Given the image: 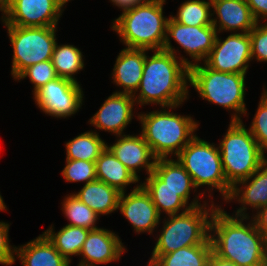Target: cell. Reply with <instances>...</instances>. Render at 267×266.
I'll list each match as a JSON object with an SVG mask.
<instances>
[{
	"label": "cell",
	"instance_id": "d6a6232c",
	"mask_svg": "<svg viewBox=\"0 0 267 266\" xmlns=\"http://www.w3.org/2000/svg\"><path fill=\"white\" fill-rule=\"evenodd\" d=\"M66 165L61 171L65 182H84L85 184L97 180L95 162L84 160H65Z\"/></svg>",
	"mask_w": 267,
	"mask_h": 266
},
{
	"label": "cell",
	"instance_id": "d4e9b609",
	"mask_svg": "<svg viewBox=\"0 0 267 266\" xmlns=\"http://www.w3.org/2000/svg\"><path fill=\"white\" fill-rule=\"evenodd\" d=\"M96 178L116 189L121 193L126 192L130 184L139 183L131 173L106 147L95 161Z\"/></svg>",
	"mask_w": 267,
	"mask_h": 266
},
{
	"label": "cell",
	"instance_id": "83f0119b",
	"mask_svg": "<svg viewBox=\"0 0 267 266\" xmlns=\"http://www.w3.org/2000/svg\"><path fill=\"white\" fill-rule=\"evenodd\" d=\"M66 159L68 160H84L95 162L101 152L107 147L97 130H88L79 134L65 144Z\"/></svg>",
	"mask_w": 267,
	"mask_h": 266
},
{
	"label": "cell",
	"instance_id": "7a4b0ae2",
	"mask_svg": "<svg viewBox=\"0 0 267 266\" xmlns=\"http://www.w3.org/2000/svg\"><path fill=\"white\" fill-rule=\"evenodd\" d=\"M148 51L145 49L141 82L132 95L136 105L183 104L189 99V67L170 52L153 50L149 56Z\"/></svg>",
	"mask_w": 267,
	"mask_h": 266
},
{
	"label": "cell",
	"instance_id": "f35d334b",
	"mask_svg": "<svg viewBox=\"0 0 267 266\" xmlns=\"http://www.w3.org/2000/svg\"><path fill=\"white\" fill-rule=\"evenodd\" d=\"M109 1L113 3L112 4L113 6L115 5L119 7V9H121L122 12H125L148 0H109Z\"/></svg>",
	"mask_w": 267,
	"mask_h": 266
},
{
	"label": "cell",
	"instance_id": "b9f144b4",
	"mask_svg": "<svg viewBox=\"0 0 267 266\" xmlns=\"http://www.w3.org/2000/svg\"><path fill=\"white\" fill-rule=\"evenodd\" d=\"M8 209H7V206H6V204H5V202H4V200H3V197H2V195H1V193H0V211H7Z\"/></svg>",
	"mask_w": 267,
	"mask_h": 266
},
{
	"label": "cell",
	"instance_id": "1f68e13d",
	"mask_svg": "<svg viewBox=\"0 0 267 266\" xmlns=\"http://www.w3.org/2000/svg\"><path fill=\"white\" fill-rule=\"evenodd\" d=\"M27 77L33 85V94L47 82L58 78L51 60L39 62L27 67L14 80L18 82Z\"/></svg>",
	"mask_w": 267,
	"mask_h": 266
},
{
	"label": "cell",
	"instance_id": "2e32d148",
	"mask_svg": "<svg viewBox=\"0 0 267 266\" xmlns=\"http://www.w3.org/2000/svg\"><path fill=\"white\" fill-rule=\"evenodd\" d=\"M107 147L137 179L140 180L141 169L146 170L147 176L153 172L157 158L141 133L117 135L115 142Z\"/></svg>",
	"mask_w": 267,
	"mask_h": 266
},
{
	"label": "cell",
	"instance_id": "ba28073f",
	"mask_svg": "<svg viewBox=\"0 0 267 266\" xmlns=\"http://www.w3.org/2000/svg\"><path fill=\"white\" fill-rule=\"evenodd\" d=\"M174 158L189 173L194 186L206 188L212 197V191L217 190L223 201L229 198L232 187L227 183L222 166L221 154L218 145L201 139L196 135Z\"/></svg>",
	"mask_w": 267,
	"mask_h": 266
},
{
	"label": "cell",
	"instance_id": "52a82bcc",
	"mask_svg": "<svg viewBox=\"0 0 267 266\" xmlns=\"http://www.w3.org/2000/svg\"><path fill=\"white\" fill-rule=\"evenodd\" d=\"M219 140V150L227 183L234 187L248 179L267 159L243 121H231Z\"/></svg>",
	"mask_w": 267,
	"mask_h": 266
},
{
	"label": "cell",
	"instance_id": "74e56055",
	"mask_svg": "<svg viewBox=\"0 0 267 266\" xmlns=\"http://www.w3.org/2000/svg\"><path fill=\"white\" fill-rule=\"evenodd\" d=\"M251 218L253 219L256 228L267 241V205L261 207L256 213H253Z\"/></svg>",
	"mask_w": 267,
	"mask_h": 266
},
{
	"label": "cell",
	"instance_id": "ffe728a7",
	"mask_svg": "<svg viewBox=\"0 0 267 266\" xmlns=\"http://www.w3.org/2000/svg\"><path fill=\"white\" fill-rule=\"evenodd\" d=\"M145 61V49L123 48L116 57L112 71V83L119 89L115 93L133 95L141 82ZM121 87V88H120Z\"/></svg>",
	"mask_w": 267,
	"mask_h": 266
},
{
	"label": "cell",
	"instance_id": "8d00e7d4",
	"mask_svg": "<svg viewBox=\"0 0 267 266\" xmlns=\"http://www.w3.org/2000/svg\"><path fill=\"white\" fill-rule=\"evenodd\" d=\"M257 23H267V0H246Z\"/></svg>",
	"mask_w": 267,
	"mask_h": 266
},
{
	"label": "cell",
	"instance_id": "f546056e",
	"mask_svg": "<svg viewBox=\"0 0 267 266\" xmlns=\"http://www.w3.org/2000/svg\"><path fill=\"white\" fill-rule=\"evenodd\" d=\"M61 202V210L69 220L66 225L82 227L88 230H94L100 228L96 226L99 215L96 214L91 208L84 204L73 193L67 194Z\"/></svg>",
	"mask_w": 267,
	"mask_h": 266
},
{
	"label": "cell",
	"instance_id": "ac0fdd59",
	"mask_svg": "<svg viewBox=\"0 0 267 266\" xmlns=\"http://www.w3.org/2000/svg\"><path fill=\"white\" fill-rule=\"evenodd\" d=\"M211 12L217 33H249L257 23L246 0H211Z\"/></svg>",
	"mask_w": 267,
	"mask_h": 266
},
{
	"label": "cell",
	"instance_id": "4fadbf2b",
	"mask_svg": "<svg viewBox=\"0 0 267 266\" xmlns=\"http://www.w3.org/2000/svg\"><path fill=\"white\" fill-rule=\"evenodd\" d=\"M251 61L249 33H231L224 40L217 33L214 46L203 63L215 71L246 75Z\"/></svg>",
	"mask_w": 267,
	"mask_h": 266
},
{
	"label": "cell",
	"instance_id": "5bb4252c",
	"mask_svg": "<svg viewBox=\"0 0 267 266\" xmlns=\"http://www.w3.org/2000/svg\"><path fill=\"white\" fill-rule=\"evenodd\" d=\"M118 210L131 223L133 231L138 234L148 233L151 235L157 231L156 228L161 223V216L158 214L156 206L140 183L133 187L128 194L121 193Z\"/></svg>",
	"mask_w": 267,
	"mask_h": 266
},
{
	"label": "cell",
	"instance_id": "484cf974",
	"mask_svg": "<svg viewBox=\"0 0 267 266\" xmlns=\"http://www.w3.org/2000/svg\"><path fill=\"white\" fill-rule=\"evenodd\" d=\"M212 245L180 248L168 254L151 255L146 266H208Z\"/></svg>",
	"mask_w": 267,
	"mask_h": 266
},
{
	"label": "cell",
	"instance_id": "7c38bea8",
	"mask_svg": "<svg viewBox=\"0 0 267 266\" xmlns=\"http://www.w3.org/2000/svg\"><path fill=\"white\" fill-rule=\"evenodd\" d=\"M68 0H10L1 22L18 27L57 26Z\"/></svg>",
	"mask_w": 267,
	"mask_h": 266
},
{
	"label": "cell",
	"instance_id": "5b68a950",
	"mask_svg": "<svg viewBox=\"0 0 267 266\" xmlns=\"http://www.w3.org/2000/svg\"><path fill=\"white\" fill-rule=\"evenodd\" d=\"M218 206L211 201L210 206L207 202L184 213L164 216L151 255L168 254L188 246L212 245L210 222Z\"/></svg>",
	"mask_w": 267,
	"mask_h": 266
},
{
	"label": "cell",
	"instance_id": "f1b7e54d",
	"mask_svg": "<svg viewBox=\"0 0 267 266\" xmlns=\"http://www.w3.org/2000/svg\"><path fill=\"white\" fill-rule=\"evenodd\" d=\"M83 52L71 44H58L54 47L51 62L55 68L58 77L67 78L79 83L75 78L85 67Z\"/></svg>",
	"mask_w": 267,
	"mask_h": 266
},
{
	"label": "cell",
	"instance_id": "9c48e42d",
	"mask_svg": "<svg viewBox=\"0 0 267 266\" xmlns=\"http://www.w3.org/2000/svg\"><path fill=\"white\" fill-rule=\"evenodd\" d=\"M13 48L11 75L15 79L27 67L51 60L57 42V26L18 27L3 25Z\"/></svg>",
	"mask_w": 267,
	"mask_h": 266
},
{
	"label": "cell",
	"instance_id": "e575fe53",
	"mask_svg": "<svg viewBox=\"0 0 267 266\" xmlns=\"http://www.w3.org/2000/svg\"><path fill=\"white\" fill-rule=\"evenodd\" d=\"M249 35L252 60L267 62V23H256Z\"/></svg>",
	"mask_w": 267,
	"mask_h": 266
},
{
	"label": "cell",
	"instance_id": "3957f363",
	"mask_svg": "<svg viewBox=\"0 0 267 266\" xmlns=\"http://www.w3.org/2000/svg\"><path fill=\"white\" fill-rule=\"evenodd\" d=\"M181 105L183 104L159 107L160 110L139 112L137 115V120L141 123L140 133L157 159L176 157L196 136L199 122L190 115L172 112V109Z\"/></svg>",
	"mask_w": 267,
	"mask_h": 266
},
{
	"label": "cell",
	"instance_id": "8992f818",
	"mask_svg": "<svg viewBox=\"0 0 267 266\" xmlns=\"http://www.w3.org/2000/svg\"><path fill=\"white\" fill-rule=\"evenodd\" d=\"M245 78V74L219 72L199 63L189 68L188 86L203 100L233 111L231 121H242V116L249 115L244 99Z\"/></svg>",
	"mask_w": 267,
	"mask_h": 266
},
{
	"label": "cell",
	"instance_id": "44dd1931",
	"mask_svg": "<svg viewBox=\"0 0 267 266\" xmlns=\"http://www.w3.org/2000/svg\"><path fill=\"white\" fill-rule=\"evenodd\" d=\"M153 172L165 182V186L180 192V197L191 208L204 205L208 202L205 200L203 201V204H201L202 201H200L207 192L204 189V192L200 191L195 194V198H193V201L189 203L191 191L194 190L193 192H196L198 189L194 186L189 173L183 168L176 158H158L155 162Z\"/></svg>",
	"mask_w": 267,
	"mask_h": 266
},
{
	"label": "cell",
	"instance_id": "9a60e30c",
	"mask_svg": "<svg viewBox=\"0 0 267 266\" xmlns=\"http://www.w3.org/2000/svg\"><path fill=\"white\" fill-rule=\"evenodd\" d=\"M134 105L135 99L131 94L113 92L88 123L99 131L109 132L114 136L124 135V130L135 118Z\"/></svg>",
	"mask_w": 267,
	"mask_h": 266
},
{
	"label": "cell",
	"instance_id": "8fae6325",
	"mask_svg": "<svg viewBox=\"0 0 267 266\" xmlns=\"http://www.w3.org/2000/svg\"><path fill=\"white\" fill-rule=\"evenodd\" d=\"M82 86L67 78L47 82L33 94L36 106L47 116L66 118L75 115L83 105Z\"/></svg>",
	"mask_w": 267,
	"mask_h": 266
},
{
	"label": "cell",
	"instance_id": "836d02e7",
	"mask_svg": "<svg viewBox=\"0 0 267 266\" xmlns=\"http://www.w3.org/2000/svg\"><path fill=\"white\" fill-rule=\"evenodd\" d=\"M259 147L267 151V89L263 88L258 108L248 128Z\"/></svg>",
	"mask_w": 267,
	"mask_h": 266
},
{
	"label": "cell",
	"instance_id": "4316f807",
	"mask_svg": "<svg viewBox=\"0 0 267 266\" xmlns=\"http://www.w3.org/2000/svg\"><path fill=\"white\" fill-rule=\"evenodd\" d=\"M53 227V224L50 225L43 233L53 243L58 252L71 263V256H79L90 230L65 225L56 232Z\"/></svg>",
	"mask_w": 267,
	"mask_h": 266
},
{
	"label": "cell",
	"instance_id": "30bf717a",
	"mask_svg": "<svg viewBox=\"0 0 267 266\" xmlns=\"http://www.w3.org/2000/svg\"><path fill=\"white\" fill-rule=\"evenodd\" d=\"M217 31L213 25L188 26L174 21L171 17L167 22L166 39L163 50L172 53L180 58L189 68L193 65L203 63L214 46ZM173 39L180 48L189 56L191 61L183 55H179L180 50L172 46ZM179 55V56H178Z\"/></svg>",
	"mask_w": 267,
	"mask_h": 266
},
{
	"label": "cell",
	"instance_id": "d6986e66",
	"mask_svg": "<svg viewBox=\"0 0 267 266\" xmlns=\"http://www.w3.org/2000/svg\"><path fill=\"white\" fill-rule=\"evenodd\" d=\"M233 200L241 204L235 213L233 212V215L239 217H249L247 209L252 208V212H257L267 205V159L248 179L232 187L226 202L231 203Z\"/></svg>",
	"mask_w": 267,
	"mask_h": 266
},
{
	"label": "cell",
	"instance_id": "d590c367",
	"mask_svg": "<svg viewBox=\"0 0 267 266\" xmlns=\"http://www.w3.org/2000/svg\"><path fill=\"white\" fill-rule=\"evenodd\" d=\"M10 224L4 221H0V264L11 266L17 260L16 247L10 244L9 239Z\"/></svg>",
	"mask_w": 267,
	"mask_h": 266
},
{
	"label": "cell",
	"instance_id": "277c9868",
	"mask_svg": "<svg viewBox=\"0 0 267 266\" xmlns=\"http://www.w3.org/2000/svg\"><path fill=\"white\" fill-rule=\"evenodd\" d=\"M166 0H148L122 12L112 20L111 29L118 34L124 47L163 50L169 17L163 14Z\"/></svg>",
	"mask_w": 267,
	"mask_h": 266
},
{
	"label": "cell",
	"instance_id": "4dcf8cb0",
	"mask_svg": "<svg viewBox=\"0 0 267 266\" xmlns=\"http://www.w3.org/2000/svg\"><path fill=\"white\" fill-rule=\"evenodd\" d=\"M170 17L182 25H212L211 0H186L180 4L177 14Z\"/></svg>",
	"mask_w": 267,
	"mask_h": 266
},
{
	"label": "cell",
	"instance_id": "cb8c5ba5",
	"mask_svg": "<svg viewBox=\"0 0 267 266\" xmlns=\"http://www.w3.org/2000/svg\"><path fill=\"white\" fill-rule=\"evenodd\" d=\"M73 194L99 216L117 211L121 196L118 189L99 180L84 184Z\"/></svg>",
	"mask_w": 267,
	"mask_h": 266
},
{
	"label": "cell",
	"instance_id": "60d3db41",
	"mask_svg": "<svg viewBox=\"0 0 267 266\" xmlns=\"http://www.w3.org/2000/svg\"><path fill=\"white\" fill-rule=\"evenodd\" d=\"M10 0H0V12H2L3 17V9L9 4Z\"/></svg>",
	"mask_w": 267,
	"mask_h": 266
},
{
	"label": "cell",
	"instance_id": "ab89813d",
	"mask_svg": "<svg viewBox=\"0 0 267 266\" xmlns=\"http://www.w3.org/2000/svg\"><path fill=\"white\" fill-rule=\"evenodd\" d=\"M208 266H237V265L232 261L220 258L214 252H212L208 261Z\"/></svg>",
	"mask_w": 267,
	"mask_h": 266
},
{
	"label": "cell",
	"instance_id": "603a6c76",
	"mask_svg": "<svg viewBox=\"0 0 267 266\" xmlns=\"http://www.w3.org/2000/svg\"><path fill=\"white\" fill-rule=\"evenodd\" d=\"M145 181L140 182V185L150 195L153 204L156 206L158 214L175 215L188 211L191 207L180 197V192L172 190L165 186L154 172H151Z\"/></svg>",
	"mask_w": 267,
	"mask_h": 266
},
{
	"label": "cell",
	"instance_id": "e0dca14e",
	"mask_svg": "<svg viewBox=\"0 0 267 266\" xmlns=\"http://www.w3.org/2000/svg\"><path fill=\"white\" fill-rule=\"evenodd\" d=\"M125 248L122 239L115 232L97 228L90 230L78 257L81 260L78 266H96L119 261Z\"/></svg>",
	"mask_w": 267,
	"mask_h": 266
},
{
	"label": "cell",
	"instance_id": "7402d4cb",
	"mask_svg": "<svg viewBox=\"0 0 267 266\" xmlns=\"http://www.w3.org/2000/svg\"><path fill=\"white\" fill-rule=\"evenodd\" d=\"M15 258L22 266H70L44 233L17 246Z\"/></svg>",
	"mask_w": 267,
	"mask_h": 266
},
{
	"label": "cell",
	"instance_id": "6da1fadb",
	"mask_svg": "<svg viewBox=\"0 0 267 266\" xmlns=\"http://www.w3.org/2000/svg\"><path fill=\"white\" fill-rule=\"evenodd\" d=\"M210 240L217 256L237 266H267V241L251 216L230 215L219 205L211 218Z\"/></svg>",
	"mask_w": 267,
	"mask_h": 266
}]
</instances>
